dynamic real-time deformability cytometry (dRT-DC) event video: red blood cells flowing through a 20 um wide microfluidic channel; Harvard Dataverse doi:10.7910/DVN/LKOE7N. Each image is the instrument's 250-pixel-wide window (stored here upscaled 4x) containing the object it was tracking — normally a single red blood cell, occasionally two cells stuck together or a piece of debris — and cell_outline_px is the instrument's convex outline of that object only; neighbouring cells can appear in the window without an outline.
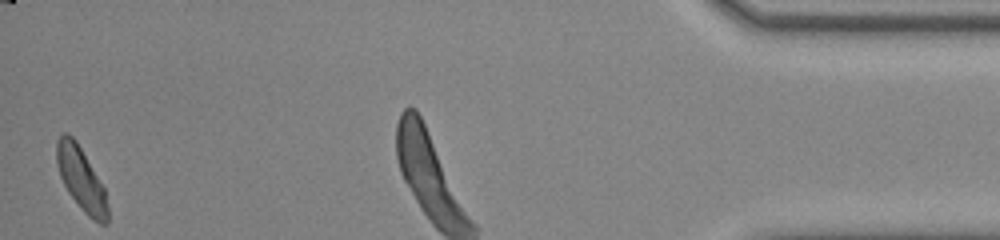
{"species": "common noctule bat (a hibernating species)", "species_latin": "Nyctalus noctula", "temperature_condition": "room temperature", "stored_images_in_passage": 31, "camera_frame_rate_fps": 3000, "um_per_image_px": 0.085, "animal": {"sex": "male", "body_mass_g": 20.0, "forearm_length_mm": 53.3}, "frame": {"image": 1, "passage_image": 31, "time_ms": 10.0, "image_size_px": [1000, 240], "cell_outline_px": [[108, 224], [100, 224], [92, 220], [80, 208], [68, 192], [60, 176], [56, 164], [56, 140], [64, 132], [68, 132], [76, 140], [104, 188], [108, 208]], "centroid_in_image_um": [6.88, 15.22], "position_along_channel_um": 428.3, "area_um2": 18.79}}